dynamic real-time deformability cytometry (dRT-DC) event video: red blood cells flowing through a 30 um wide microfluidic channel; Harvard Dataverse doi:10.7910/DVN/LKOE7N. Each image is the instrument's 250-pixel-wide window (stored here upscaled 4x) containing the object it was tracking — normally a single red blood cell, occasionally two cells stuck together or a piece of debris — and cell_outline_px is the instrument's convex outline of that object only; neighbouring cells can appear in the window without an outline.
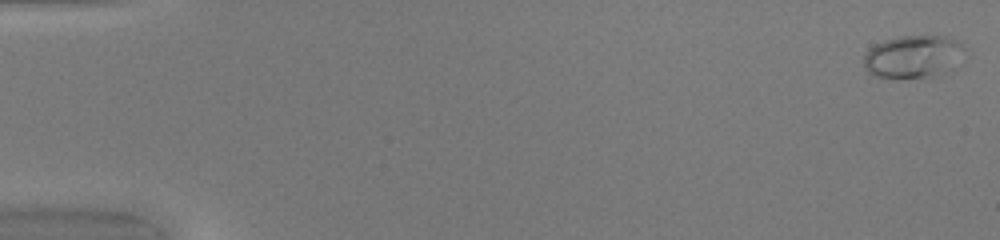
{"species": "common noctule bat (a hibernating species)", "species_latin": "Nyctalus noctula", "temperature_condition": "warm", "stored_images_in_passage": 49, "camera_frame_rate_fps": 3000, "um_per_image_px": 0.085, "animal": {"sex": "female", "body_mass_g": 20.0, "forearm_length_mm": 54.0}, "frame": {"image": 1, "passage_image": 1, "time_ms": 0.0, "image_size_px": [1000, 240], "cell_outline_px": [[960, 44], [952, 72], [940, 76], [876, 76], [868, 72], [864, 68], [864, 56], [868, 48], [884, 40], [900, 36], [944, 36], [956, 40]], "centroid_in_image_um": [77.54, 4.8], "position_along_channel_um": 7.5, "area_um2": 24.28}}
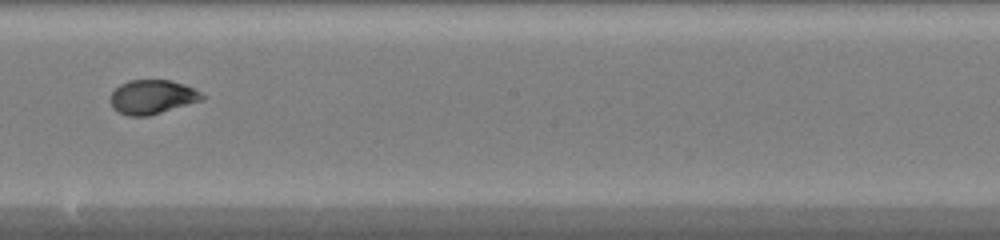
{"frame": {"image": 2, "passage_image": 29, "time_ms": 9.333, "image_size_px": [1000, 240], "cell_outline_px": [[204, 100], [148, 116], [128, 116], [112, 108], [108, 100], [112, 92], [120, 84], [128, 80], [168, 80], [184, 84], [200, 92], [204, 96]], "centroid_in_image_um": [12.91, 8.24], "position_along_channel_um": 235.3, "area_um2": 18.32}}
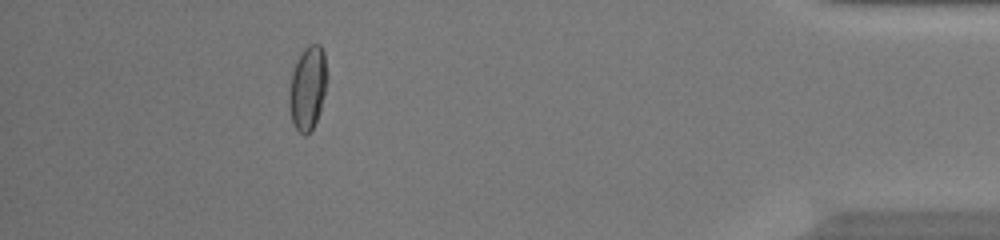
{"frame": {"image": 3, "passage_image": 45, "time_ms": 14.667, "image_size_px": [1000, 240], "cell_outline_px": [[328, 76], [324, 96], [320, 112], [312, 128], [304, 136], [292, 124], [288, 108], [288, 92], [292, 72], [296, 60], [300, 52], [308, 44], [320, 44], [324, 52]], "centroid_in_image_um": [26.14, 7.45], "position_along_channel_um": 409.1, "area_um2": 18.96}, "authors_computed_cell_mechanics": {"area_um2": 18.3804, "velocity_mm_per_s": 4.2057, "shape_relaxation_time_tau1_ms": 8.0211, "shape_relaxation_time_tau2_ms": null, "deformation_change_tau1": 0.2482, "deformation_change_tau2": null}}